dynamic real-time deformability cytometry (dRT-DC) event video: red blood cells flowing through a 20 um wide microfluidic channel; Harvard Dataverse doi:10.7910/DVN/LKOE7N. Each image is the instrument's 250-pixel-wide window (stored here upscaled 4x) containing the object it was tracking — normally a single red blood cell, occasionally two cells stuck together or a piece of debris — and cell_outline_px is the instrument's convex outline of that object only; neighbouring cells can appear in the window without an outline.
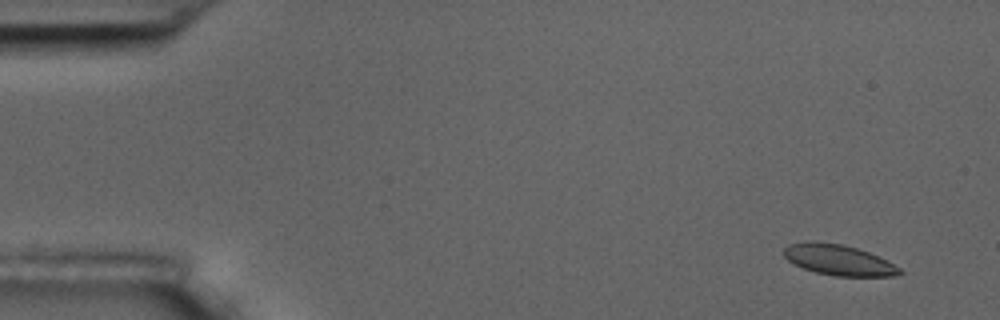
{"species": "common noctule bat (a hibernating species)", "species_latin": "Nyctalus noctula", "temperature_condition": "room temperature", "stored_images_in_passage": 4, "camera_frame_rate_fps": 3000, "um_per_image_px": 0.085, "animal": {"sex": "male", "body_mass_g": 17.5, "forearm_length_mm": 52.3}, "frame": {"image": 1, "passage_image": 1, "time_ms": 0.0, "image_size_px": [1000, 320], "cell_outline_px": [[904, 272], [896, 276], [836, 276], [816, 272], [804, 268], [788, 260], [784, 256], [784, 248], [788, 244], [812, 240], [840, 244], [856, 248], [868, 252], [888, 260], [900, 268]], "centroid_in_image_um": [71.3, 22.09], "position_along_channel_um": 13.7, "area_um2": 20.63}}
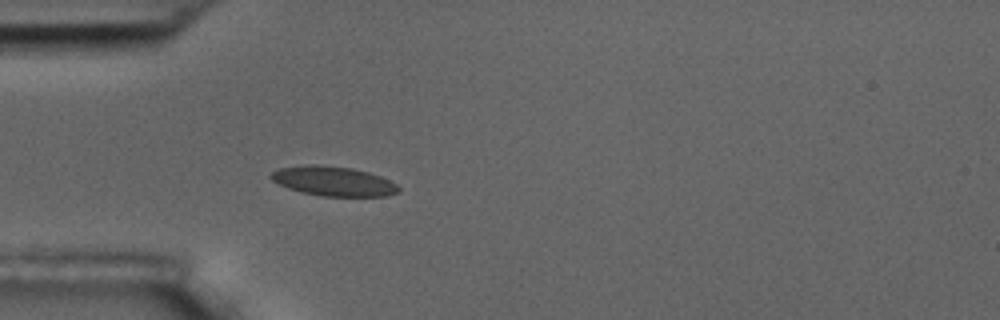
{"frame": {"image": 2, "passage_image": 4, "time_ms": 4.333, "image_size_px": [1000, 320], "cell_outline_px": [[400, 188], [396, 192], [388, 196], [324, 196], [300, 192], [288, 188], [272, 180], [268, 176], [272, 172], [280, 168], [312, 164], [352, 168], [368, 172], [380, 176], [396, 184]], "centroid_in_image_um": [28.32, 15.4], "position_along_channel_um": 56.7, "area_um2": 21.73}}